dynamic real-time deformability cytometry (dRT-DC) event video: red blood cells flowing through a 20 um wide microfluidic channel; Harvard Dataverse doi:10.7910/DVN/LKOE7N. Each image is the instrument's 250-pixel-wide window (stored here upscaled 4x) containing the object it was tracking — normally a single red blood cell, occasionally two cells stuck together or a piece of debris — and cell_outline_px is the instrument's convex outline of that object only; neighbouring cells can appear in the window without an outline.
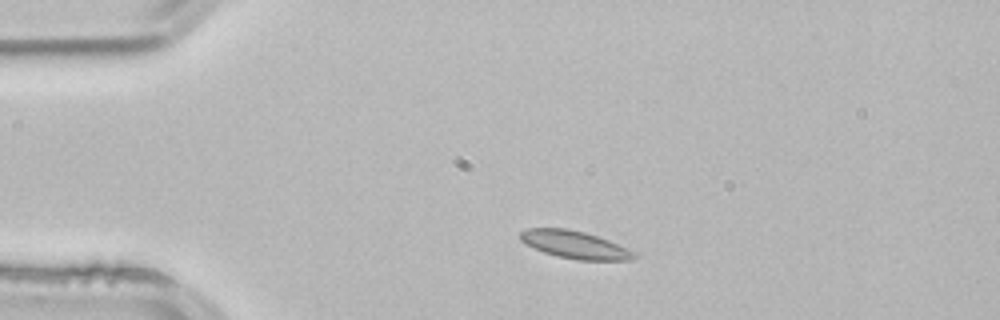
{"species": "common noctule bat (a hibernating species)", "species_latin": "Nyctalus noctula", "temperature_condition": "room temperature", "stored_images_in_passage": 43, "camera_frame_rate_fps": 3000, "um_per_image_px": 0.085, "animal": {"sex": "male", "body_mass_g": 21.5, "forearm_length_mm": 52.0}, "frame": {"image": 1, "passage_image": 1, "time_ms": 0.0, "image_size_px": [1000, 320], "cell_outline_px": [[640, 256], [632, 260], [576, 260], [556, 256], [544, 252], [524, 244], [520, 240], [520, 232], [528, 228], [568, 228], [584, 232], [608, 240], [628, 248], [636, 252]], "centroid_in_image_um": [48.88, 20.81], "position_along_channel_um": 36.1, "area_um2": 18.5}}
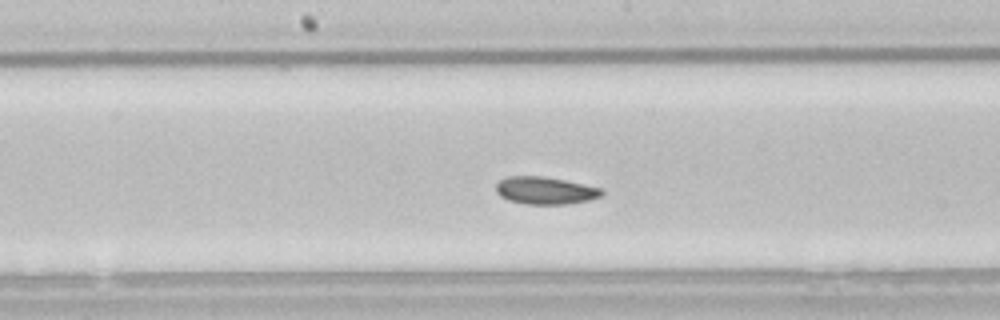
{"frame": {"image": 2, "passage_image": 17, "time_ms": 5.333, "image_size_px": [1000, 320], "cell_outline_px": [[604, 192], [600, 196], [588, 200], [568, 204], [528, 204], [508, 200], [500, 196], [496, 192], [496, 184], [500, 180], [508, 176], [540, 176], [564, 180], [604, 188]], "centroid_in_image_um": [46.35, 16.19], "position_along_channel_um": 201.9, "area_um2": 16.88}}
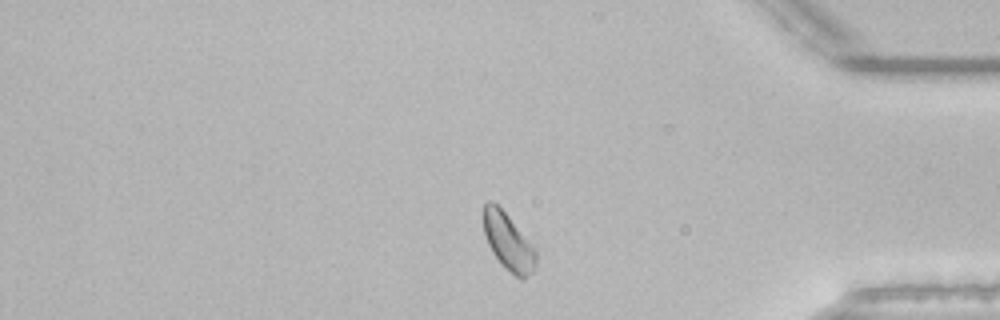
{"frame": {"image": 3, "passage_image": 34, "time_ms": 11.0, "image_size_px": [1000, 320], "cell_outline_px": [[536, 260], [532, 272], [524, 280], [520, 280], [504, 268], [500, 264], [492, 252], [488, 244], [484, 232], [484, 204], [488, 200], [492, 200], [508, 216], [536, 248]], "centroid_in_image_um": [43.21, 20.59], "position_along_channel_um": 392.0, "area_um2": 17.46}, "authors_computed_cell_mechanics": {"area_um2": 17.5134, "velocity_mm_per_s": 3.8283, "shape_relaxation_time_tau1_ms": 7.6741, "shape_relaxation_time_tau2_ms": 3.28, "deformation_change_tau1": 0.0989, "deformation_change_tau2": 0.0539}}